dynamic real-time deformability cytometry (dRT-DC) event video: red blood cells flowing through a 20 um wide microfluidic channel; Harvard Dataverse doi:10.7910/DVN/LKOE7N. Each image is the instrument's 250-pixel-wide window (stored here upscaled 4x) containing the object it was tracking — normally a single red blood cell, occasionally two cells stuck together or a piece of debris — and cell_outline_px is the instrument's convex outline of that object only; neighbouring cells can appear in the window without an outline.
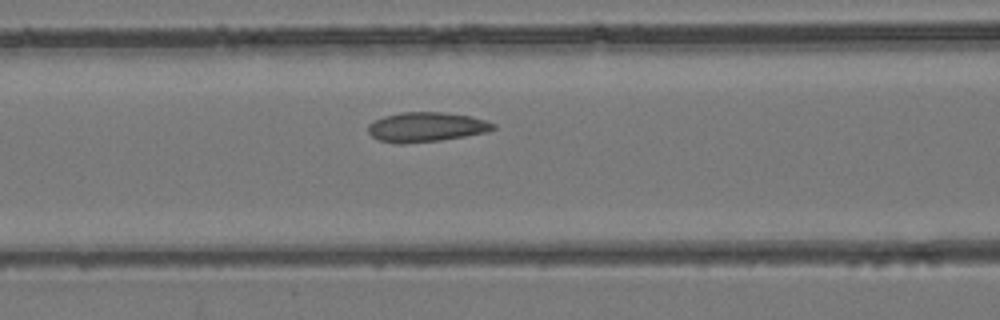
{"species": "common noctule bat (a hibernating species)", "species_latin": "Nyctalus noctula", "temperature_condition": "room temperature", "stored_images_in_passage": 32, "camera_frame_rate_fps": 3000, "um_per_image_px": 0.085, "animal": {"sex": "female", "body_mass_g": 24.6, "forearm_length_mm": 56.2}, "frame": {"image": 1, "passage_image": 7, "time_ms": 2.0, "image_size_px": [1000, 320], "cell_outline_px": [[496, 128], [488, 132], [440, 140], [404, 144], [400, 144], [380, 140], [372, 136], [368, 132], [368, 124], [384, 116], [400, 112], [444, 112], [468, 116], [488, 120], [496, 124]], "centroid_in_image_um": [36.25, 10.79], "position_along_channel_um": 130.3, "area_um2": 21.62}}
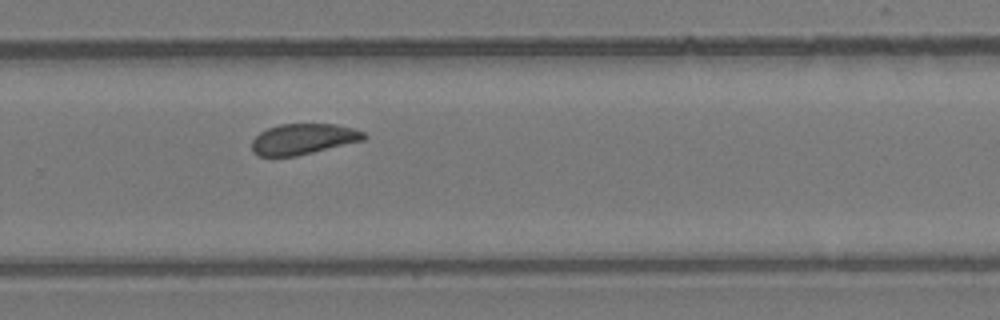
{"frame": {"image": 2, "passage_image": 18, "time_ms": 5.667, "image_size_px": [1000, 320], "cell_outline_px": [[368, 136], [364, 140], [296, 156], [256, 156], [252, 152], [252, 140], [260, 132], [268, 128], [280, 124], [336, 124], [352, 128], [364, 132]], "centroid_in_image_um": [25.76, 11.82], "position_along_channel_um": 304.0, "area_um2": 20.06}}
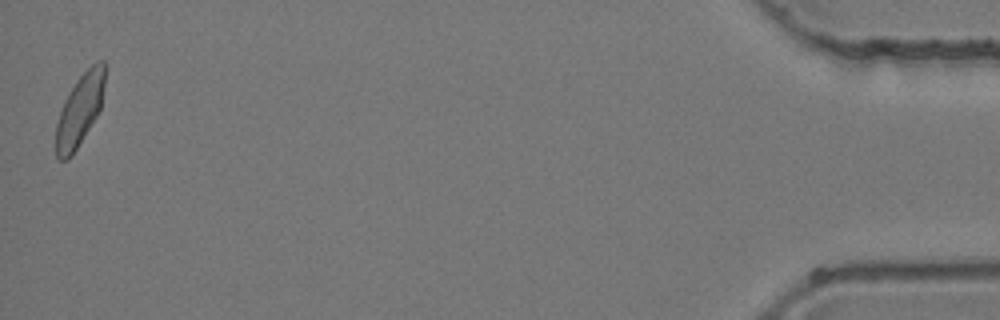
{"frame": {"image": 3, "passage_image": 32, "time_ms": 10.333, "image_size_px": [1000, 320], "cell_outline_px": [[104, 84], [100, 108], [96, 116], [72, 156], [68, 160], [60, 160], [56, 156], [56, 124], [64, 100], [76, 80], [96, 60], [104, 60]], "centroid_in_image_um": [6.76, 9.36], "position_along_channel_um": 428.4, "area_um2": 20.11}}